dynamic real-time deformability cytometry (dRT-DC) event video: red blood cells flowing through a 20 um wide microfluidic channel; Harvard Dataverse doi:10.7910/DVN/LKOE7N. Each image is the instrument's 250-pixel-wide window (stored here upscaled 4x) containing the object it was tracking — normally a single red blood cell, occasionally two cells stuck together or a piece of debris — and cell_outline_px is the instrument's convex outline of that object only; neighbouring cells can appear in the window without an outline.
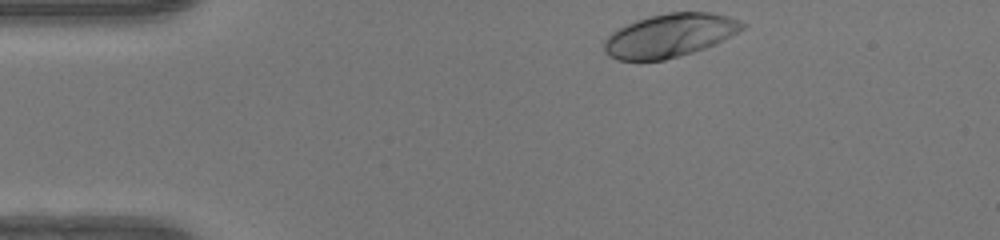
{"species": "human", "species_latin": "Homo sapiens", "temperature_condition": "warm", "stored_images_in_passage": 33, "camera_frame_rate_fps": 3000, "um_per_image_px": 0.085, "donor": {"sex": "female"}, "frame": {"image": 1, "passage_image": 1, "time_ms": 0.0, "image_size_px": [1000, 240], "cell_outline_px": [[748, 24], [744, 28], [716, 44], [680, 56], [664, 60], [616, 60], [608, 56], [604, 52], [604, 40], [612, 32], [636, 20], [648, 16], [668, 12], [712, 12], [728, 16], [740, 20]], "centroid_in_image_um": [56.93, 3.01], "position_along_channel_um": 28.1, "area_um2": 35.03}}
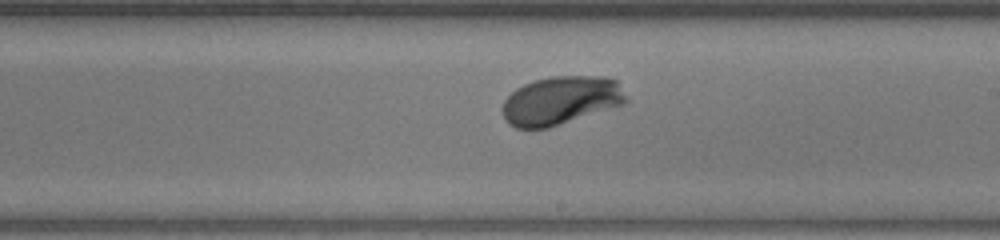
{"frame": {"image": 2, "passage_image": 21, "time_ms": 6.667, "image_size_px": [1000, 240], "cell_outline_px": [[628, 100], [624, 104], [548, 128], [516, 128], [508, 124], [504, 120], [504, 100], [516, 88], [524, 84], [536, 80], [552, 76], [604, 76], [616, 80]], "centroid_in_image_um": [47.67, 8.54], "position_along_channel_um": 241.3, "area_um2": 34.68}}
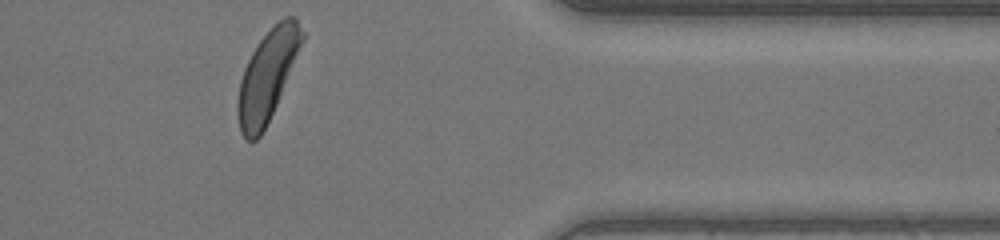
{"frame": {"image": 3, "passage_image": 33, "time_ms": 10.667, "image_size_px": [1000, 240], "cell_outline_px": [[304, 40], [276, 104], [260, 136], [256, 140], [244, 140], [240, 132], [236, 108], [236, 104], [240, 80], [244, 68], [252, 52], [260, 40], [284, 16], [296, 16], [304, 32]], "centroid_in_image_um": [22.71, 6.43], "position_along_channel_um": 388.7, "area_um2": 33.41}, "authors_computed_cell_mechanics": {"area_um2": 34.1598, "velocity_mm_per_s": 4.1921, "shape_relaxation_time_tau1_ms": 1.778, "shape_relaxation_time_tau2_ms": null, "deformation_change_tau1": 0.1634, "deformation_change_tau2": null}}